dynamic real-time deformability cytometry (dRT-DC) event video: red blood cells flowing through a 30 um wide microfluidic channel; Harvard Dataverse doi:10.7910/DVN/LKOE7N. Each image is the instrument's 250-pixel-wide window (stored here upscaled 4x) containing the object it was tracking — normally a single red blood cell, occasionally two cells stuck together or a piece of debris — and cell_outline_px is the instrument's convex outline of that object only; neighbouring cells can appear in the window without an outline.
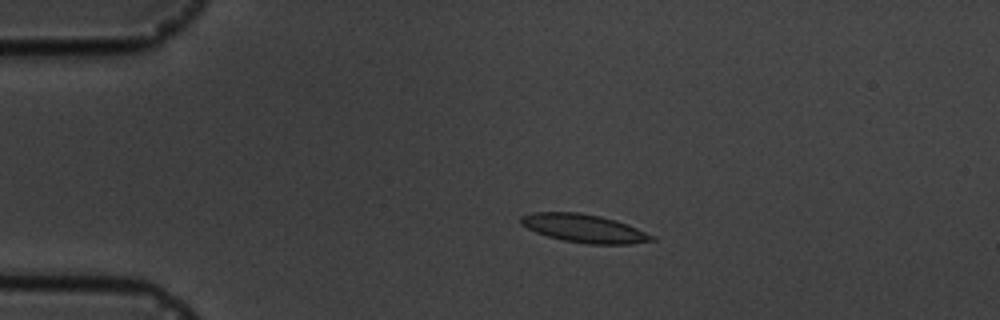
{"species": "common noctule bat (a hibernating species)", "species_latin": "Nyctalus noctula", "temperature_condition": "cold", "stored_images_in_passage": 4, "camera_frame_rate_fps": 3000, "um_per_image_px": 0.085, "animal": {"sex": "male", "body_mass_g": 19.5, "forearm_length_mm": 54.6}, "frame": {"image": 1, "passage_image": 2, "time_ms": 1.0, "image_size_px": [1000, 320], "cell_outline_px": [[656, 240], [632, 244], [588, 244], [560, 240], [536, 232], [520, 224], [520, 216], [532, 212], [580, 212], [600, 216], [616, 220], [628, 224], [656, 236]], "centroid_in_image_um": [49.67, 19.41], "position_along_channel_um": 35.3, "area_um2": 21.79}}
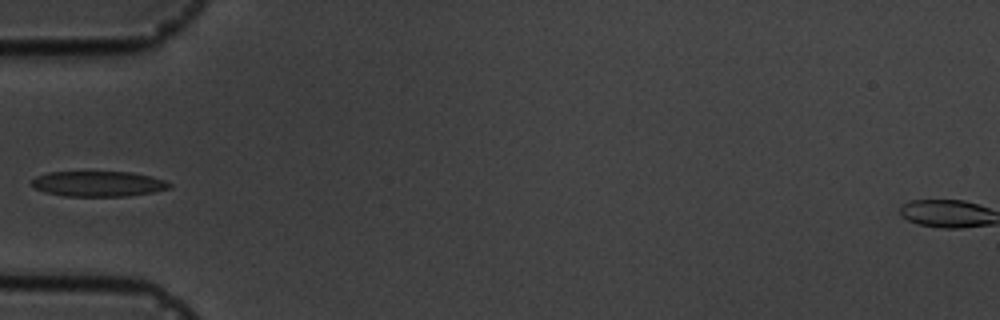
{"frame": {"image": 2, "passage_image": 4, "time_ms": 3.333, "image_size_px": [1000, 320], "cell_outline_px": [[172, 188], [152, 192], [128, 196], [64, 196], [44, 192], [36, 188], [32, 184], [32, 180], [36, 176], [48, 172], [132, 172], [152, 176], [164, 180], [172, 184]], "centroid_in_image_um": [8.38, 15.62], "position_along_channel_um": 76.6, "area_um2": 20.4}}